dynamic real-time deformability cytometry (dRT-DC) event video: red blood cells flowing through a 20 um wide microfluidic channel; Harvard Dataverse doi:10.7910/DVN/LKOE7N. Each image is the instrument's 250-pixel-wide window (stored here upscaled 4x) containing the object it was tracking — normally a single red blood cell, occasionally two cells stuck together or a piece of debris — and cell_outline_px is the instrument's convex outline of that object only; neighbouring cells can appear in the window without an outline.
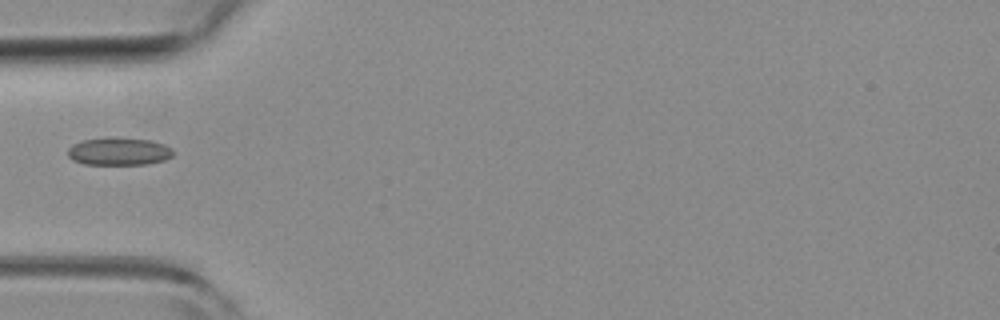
{"species": "common noctule bat (a hibernating species)", "species_latin": "Nyctalus noctula", "temperature_condition": "room temperature", "stored_images_in_passage": 4, "camera_frame_rate_fps": 3000, "um_per_image_px": 0.085, "animal": {"sex": "female", "body_mass_g": 19.3, "forearm_length_mm": 54.1}, "frame": {"image": 1, "passage_image": 4, "time_ms": 1.0, "image_size_px": [1000, 320], "cell_outline_px": [[176, 152], [172, 156], [164, 160], [148, 164], [84, 164], [72, 160], [68, 156], [68, 148], [72, 144], [84, 140], [104, 136], [116, 136], [152, 140], [164, 144], [172, 148]], "centroid_in_image_um": [10.12, 12.84], "position_along_channel_um": 74.9, "area_um2": 17.51}}